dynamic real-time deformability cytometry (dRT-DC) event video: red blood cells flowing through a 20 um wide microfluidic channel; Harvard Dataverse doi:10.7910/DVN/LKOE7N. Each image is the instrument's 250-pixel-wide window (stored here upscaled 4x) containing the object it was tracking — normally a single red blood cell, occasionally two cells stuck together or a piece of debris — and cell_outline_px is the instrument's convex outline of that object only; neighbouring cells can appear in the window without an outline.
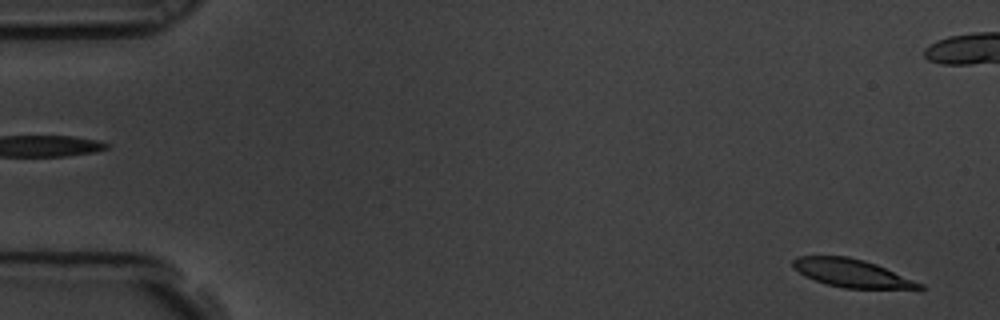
{"species": "common noctule bat (a hibernating species)", "species_latin": "Nyctalus noctula", "temperature_condition": "room temperature", "stored_images_in_passage": 4, "segment_of_instrument_passage": [2, 2], "camera_frame_rate_fps": 3000, "um_per_image_px": 0.085, "animal": {"sex": "male", "body_mass_g": 19.5, "forearm_length_mm": 54.6}, "frame": {"image": 1, "passage_image": 4, "time_ms": 1.0, "image_size_px": [1000, 320], "cell_outline_px": [[924, 288], [920, 292], [844, 288], [828, 284], [804, 276], [792, 268], [792, 260], [796, 256], [848, 256], [864, 260], [876, 264], [924, 284]], "centroid_in_image_um": [72.54, 23.27], "position_along_channel_um": 12.5, "area_um2": 21.62}}